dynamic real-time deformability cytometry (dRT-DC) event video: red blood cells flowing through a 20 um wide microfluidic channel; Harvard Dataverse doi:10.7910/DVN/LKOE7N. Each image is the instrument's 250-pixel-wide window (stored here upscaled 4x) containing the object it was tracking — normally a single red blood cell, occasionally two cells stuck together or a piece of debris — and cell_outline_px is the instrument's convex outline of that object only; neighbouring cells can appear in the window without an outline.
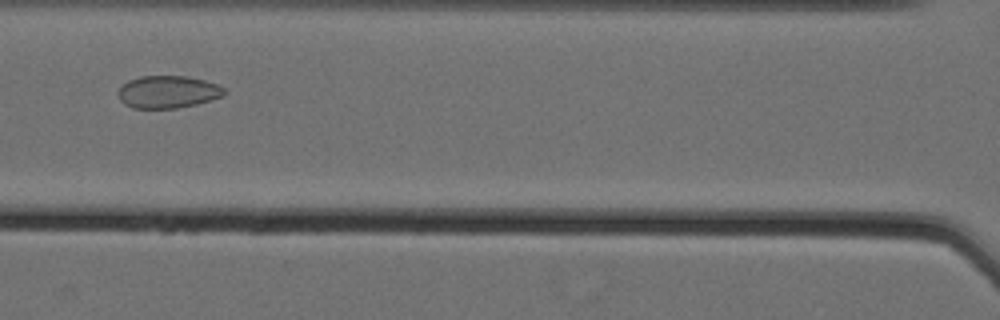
{"species": "Egyptian fruit bat (a non-hibernating species)", "species_latin": "Rousettus aegyptiacus", "temperature_condition": "cold", "stored_images_in_passage": 44, "camera_frame_rate_fps": 3000, "um_per_image_px": 0.085, "animal": {"sex": "female"}, "frame": {"image": 1, "passage_image": 18, "time_ms": 5.667, "image_size_px": [1000, 320], "cell_outline_px": [[228, 92], [224, 96], [196, 104], [176, 108], [132, 108], [124, 104], [120, 100], [116, 92], [128, 80], [140, 76], [184, 76], [204, 80], [216, 84], [224, 88]], "centroid_in_image_um": [14.26, 7.81], "position_along_channel_um": 152.3, "area_um2": 20.11}}
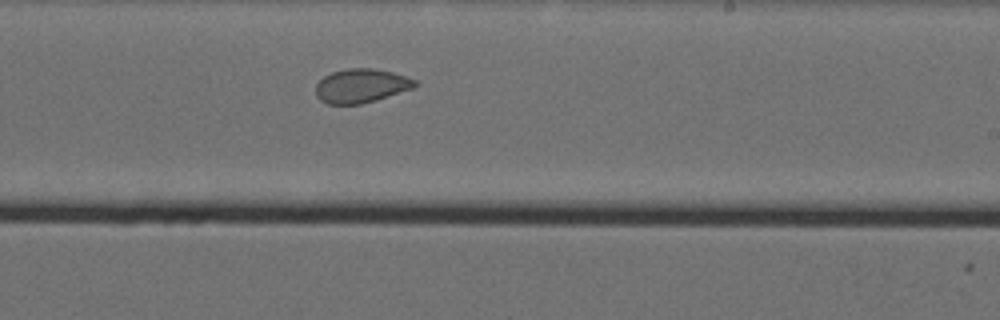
{"frame": {"image": 2, "passage_image": 27, "time_ms": 8.667, "image_size_px": [1000, 320], "cell_outline_px": [[420, 84], [416, 88], [376, 100], [360, 104], [328, 104], [320, 100], [316, 96], [316, 84], [324, 76], [332, 72], [348, 68], [372, 68], [392, 72], [416, 80]], "centroid_in_image_um": [30.73, 7.3], "position_along_channel_um": 258.3, "area_um2": 19.77}}
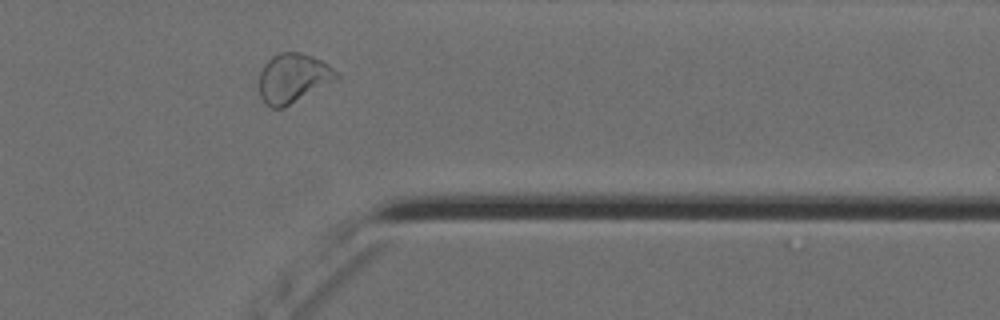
{"frame": {"image": 3, "passage_image": 38, "time_ms": 12.333, "image_size_px": [1000, 320], "cell_outline_px": [[340, 76], [336, 80], [284, 108], [272, 108], [264, 104], [260, 96], [260, 68], [272, 56], [280, 52], [300, 52], [312, 56], [328, 64]], "centroid_in_image_um": [24.89, 6.65], "position_along_channel_um": 386.5, "area_um2": 22.25}, "authors_computed_cell_mechanics": {"area_um2": 21.7328, "velocity_mm_per_s": 3.5432, "shape_relaxation_time_tau1_ms": null, "shape_relaxation_time_tau2_ms": 1.3389, "deformation_change_tau1": null, "deformation_change_tau2": 0.0514}}